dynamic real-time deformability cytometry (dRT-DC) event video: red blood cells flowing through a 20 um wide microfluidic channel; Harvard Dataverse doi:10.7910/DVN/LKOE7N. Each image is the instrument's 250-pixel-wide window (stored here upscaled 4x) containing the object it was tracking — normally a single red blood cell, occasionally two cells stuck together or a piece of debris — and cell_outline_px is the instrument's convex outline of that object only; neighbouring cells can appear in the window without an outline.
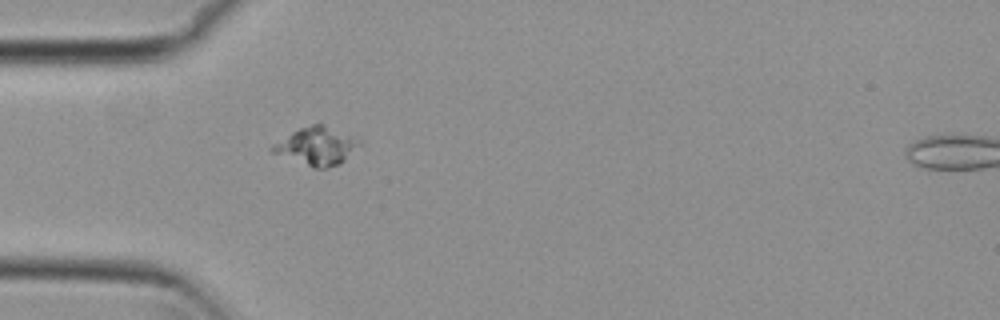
{"species": "common noctule bat (a hibernating species)", "species_latin": "Nyctalus noctula", "temperature_condition": "cold", "stored_images_in_passage": 39, "camera_frame_rate_fps": 3000, "um_per_image_px": 0.085, "animal": {"sex": "female", "body_mass_g": 29.2, "forearm_length_mm": 56.3}, "frame": {"image": 1, "passage_image": 1, "time_ms": 0.0, "image_size_px": [1000, 320], "cell_outline_px": [[364, 144], [340, 164], [324, 168], [312, 168], [272, 152], [268, 148], [272, 144], [292, 132], [300, 128], [312, 124], [324, 124], [360, 136], [364, 140]], "centroid_in_image_um": [27.02, 12.4], "position_along_channel_um": 58.0, "area_um2": 19.88}}
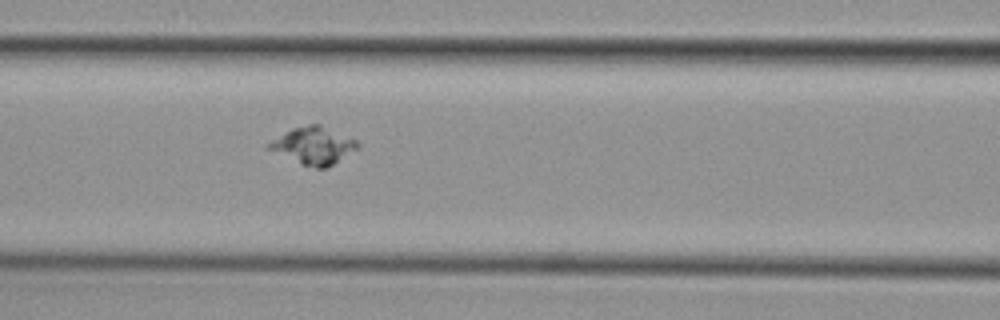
{"frame": {"image": 2, "passage_image": 8, "time_ms": 2.333, "image_size_px": [1000, 320], "cell_outline_px": [[360, 148], [332, 164], [324, 168], [316, 168], [300, 164], [264, 148], [264, 144], [292, 128], [308, 124], [320, 124], [356, 140], [360, 144]], "centroid_in_image_um": [26.6, 12.37], "position_along_channel_um": 140.0, "area_um2": 19.36}}
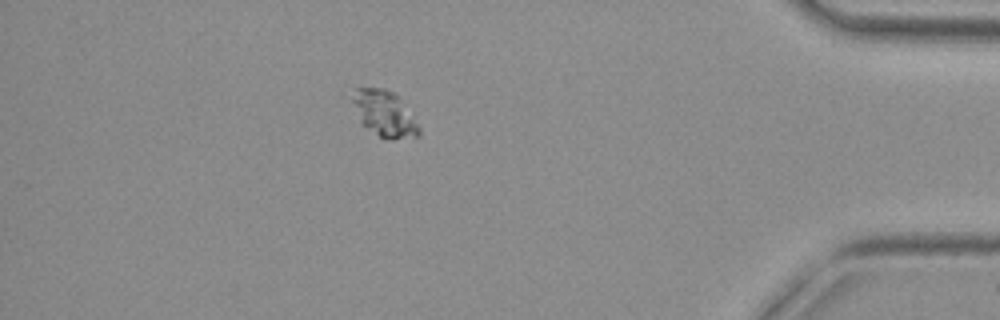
{"frame": {"image": 3, "passage_image": 33, "time_ms": 10.667, "image_size_px": [1000, 320], "cell_outline_px": [[420, 136], [392, 140], [384, 140], [360, 124], [352, 100], [356, 88], [384, 88], [400, 96], [420, 128]], "centroid_in_image_um": [32.69, 9.69], "position_along_channel_um": 402.5, "area_um2": 18.03}}